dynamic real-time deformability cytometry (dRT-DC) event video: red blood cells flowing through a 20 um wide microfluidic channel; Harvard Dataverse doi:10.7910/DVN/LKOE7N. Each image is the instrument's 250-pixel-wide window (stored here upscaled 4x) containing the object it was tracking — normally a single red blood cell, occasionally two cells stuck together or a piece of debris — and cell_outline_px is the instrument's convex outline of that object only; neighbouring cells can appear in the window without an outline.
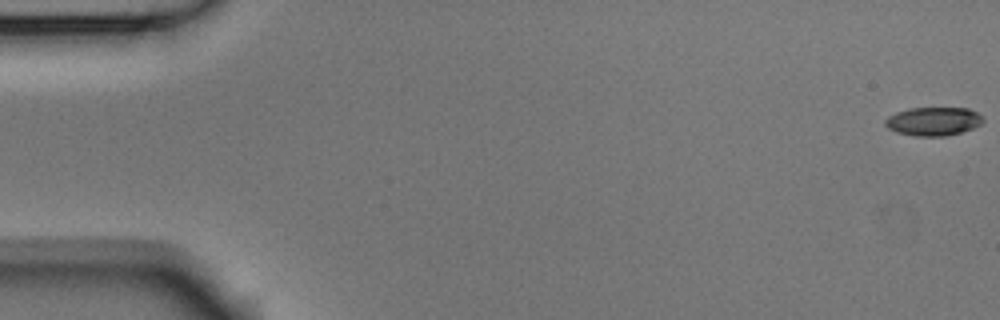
{"species": "Egyptian fruit bat (a non-hibernating species)", "species_latin": "Rousettus aegyptiacus", "temperature_condition": "room temperature", "stored_images_in_passage": 54, "camera_frame_rate_fps": 3000, "um_per_image_px": 0.085, "animal": {"sex": "male"}, "frame": {"image": 1, "passage_image": 1, "time_ms": 0.0, "image_size_px": [1000, 320], "cell_outline_px": [[984, 120], [980, 124], [972, 128], [948, 136], [916, 136], [896, 132], [888, 128], [884, 124], [884, 120], [888, 116], [896, 112], [908, 108], [968, 108], [984, 116]], "centroid_in_image_um": [79.32, 10.31], "position_along_channel_um": 5.7, "area_um2": 16.36}}
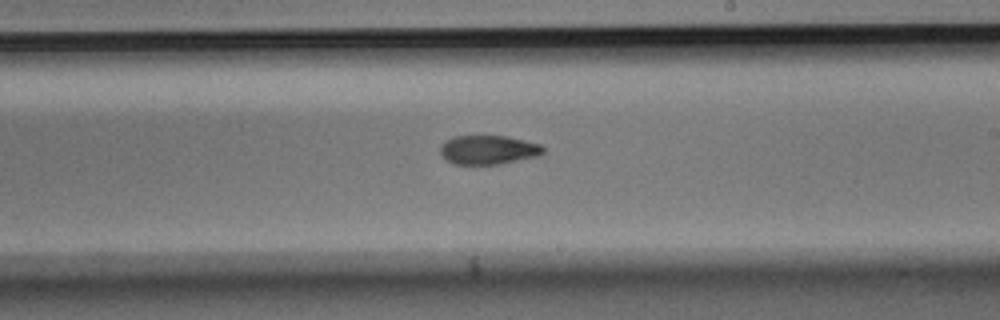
{"frame": {"image": 2, "passage_image": 32, "time_ms": 10.333, "image_size_px": [1000, 320], "cell_outline_px": [[544, 152], [536, 156], [500, 164], [452, 164], [444, 160], [440, 156], [440, 144], [452, 136], [508, 136], [540, 144], [544, 148]], "centroid_in_image_um": [41.43, 12.73], "position_along_channel_um": 247.6, "area_um2": 17.57}}
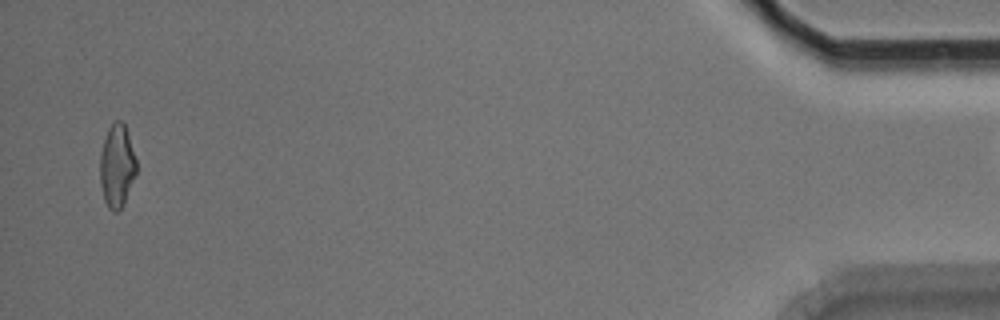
{"frame": {"image": 3, "passage_image": 53, "time_ms": 17.333, "image_size_px": [1000, 320], "cell_outline_px": [[136, 172], [124, 204], [116, 212], [112, 212], [108, 208], [104, 200], [100, 184], [100, 152], [108, 128], [116, 120], [120, 120], [124, 124], [136, 160]], "centroid_in_image_um": [9.92, 14.14], "position_along_channel_um": 425.3, "area_um2": 17.4}}